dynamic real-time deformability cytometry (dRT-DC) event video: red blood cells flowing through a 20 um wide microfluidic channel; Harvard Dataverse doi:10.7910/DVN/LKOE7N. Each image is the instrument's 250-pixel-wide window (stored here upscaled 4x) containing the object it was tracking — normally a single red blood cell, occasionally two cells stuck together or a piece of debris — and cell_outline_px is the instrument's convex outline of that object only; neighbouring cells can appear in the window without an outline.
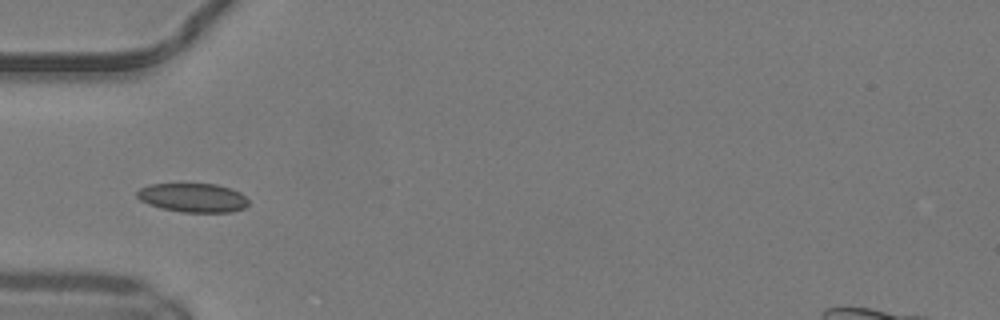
{"species": "common noctule bat (a hibernating species)", "species_latin": "Nyctalus noctula", "temperature_condition": "warm", "stored_images_in_passage": 28, "camera_frame_rate_fps": 3000, "um_per_image_px": 0.085, "animal": {"sex": "male", "body_mass_g": 19.2, "forearm_length_mm": 51.8}, "frame": {"image": 1, "passage_image": 1, "time_ms": 0.0, "image_size_px": [1000, 320], "cell_outline_px": [[248, 204], [244, 208], [232, 212], [180, 212], [160, 208], [148, 204], [140, 200], [136, 196], [136, 192], [140, 188], [148, 184], [216, 184], [232, 188], [240, 192], [248, 200]], "centroid_in_image_um": [16.39, 16.8], "position_along_channel_um": 68.6, "area_um2": 18.96}}
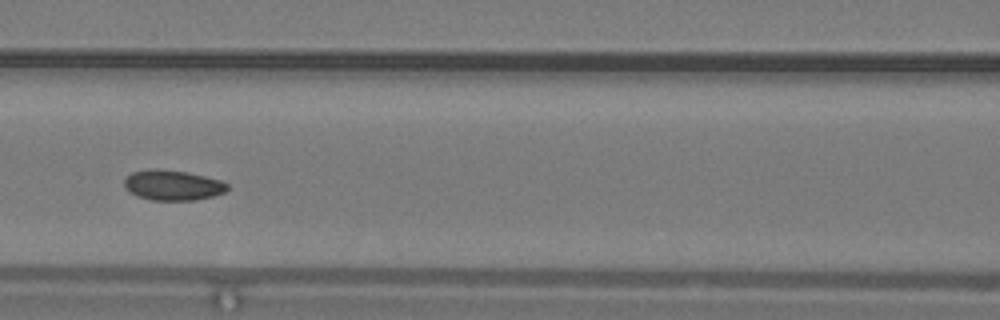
{"frame": {"image": 2, "passage_image": 7, "time_ms": 2.0, "image_size_px": [1000, 320], "cell_outline_px": [[228, 188], [224, 192], [212, 196], [196, 200], [152, 200], [136, 196], [128, 192], [124, 188], [124, 180], [132, 172], [184, 172], [204, 176], [220, 180], [228, 184]], "centroid_in_image_um": [14.69, 15.8], "position_along_channel_um": 151.9, "area_um2": 17.34}}
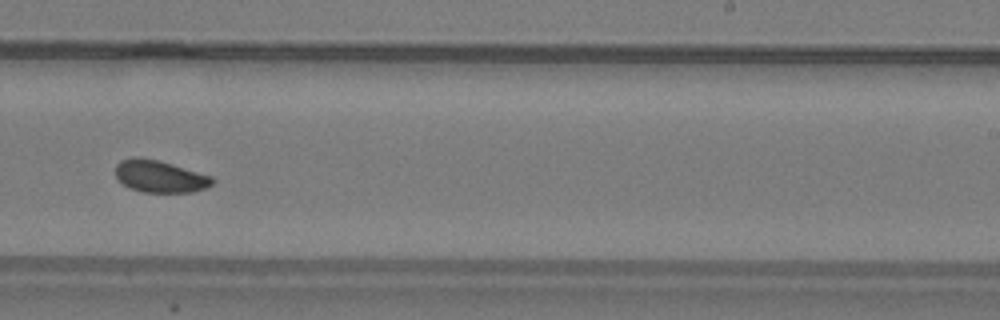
{"frame": {"image": 3, "passage_image": 16, "time_ms": 5.0, "image_size_px": [1000, 320], "cell_outline_px": [[216, 180], [208, 188], [192, 192], [144, 192], [128, 188], [116, 176], [116, 164], [120, 160], [136, 156], [156, 160], [172, 164], [212, 176]], "centroid_in_image_um": [13.61, 15.0], "position_along_channel_um": 275.4, "area_um2": 18.15}, "authors_computed_cell_mechanics": {"area_um2": 18.1492, "velocity_mm_per_s": 4.1375, "shape_relaxation_time_tau1_ms": 3.6648, "shape_relaxation_time_tau2_ms": 2.7593, "deformation_change_tau1": 0.0729, "deformation_change_tau2": 0.0673}}